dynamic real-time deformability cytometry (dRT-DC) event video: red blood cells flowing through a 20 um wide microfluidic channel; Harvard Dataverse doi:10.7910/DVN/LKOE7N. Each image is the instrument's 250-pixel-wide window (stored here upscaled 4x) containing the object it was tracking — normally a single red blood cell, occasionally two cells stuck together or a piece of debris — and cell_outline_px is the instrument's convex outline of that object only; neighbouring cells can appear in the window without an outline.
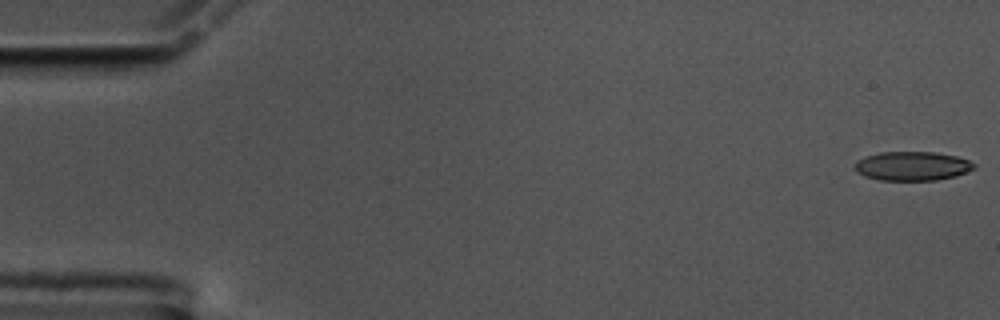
{"species": "common noctule bat (a hibernating species)", "species_latin": "Nyctalus noctula", "temperature_condition": "cold", "stored_images_in_passage": 58, "camera_frame_rate_fps": 3000, "um_per_image_px": 0.085, "animal": {"sex": "male", "body_mass_g": 17.5, "forearm_length_mm": 52.3}, "frame": {"image": 1, "passage_image": 1, "time_ms": 0.0, "image_size_px": [1000, 320], "cell_outline_px": [[976, 168], [956, 176], [936, 180], [880, 180], [864, 176], [856, 172], [852, 168], [856, 160], [864, 156], [880, 152], [936, 152], [956, 156], [968, 160], [976, 164]], "centroid_in_image_um": [77.5, 14.11], "position_along_channel_um": 7.5, "area_um2": 20.46}}
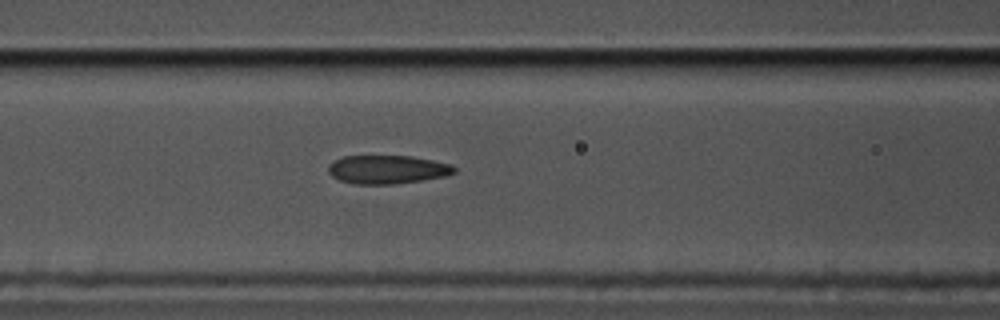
{"frame": {"image": 2, "passage_image": 24, "time_ms": 7.667, "image_size_px": [1000, 320], "cell_outline_px": [[456, 172], [444, 176], [396, 184], [352, 184], [340, 180], [332, 176], [328, 172], [328, 164], [344, 156], [412, 156], [452, 164], [456, 168]], "centroid_in_image_um": [32.92, 14.4], "position_along_channel_um": 133.7, "area_um2": 20.92}}
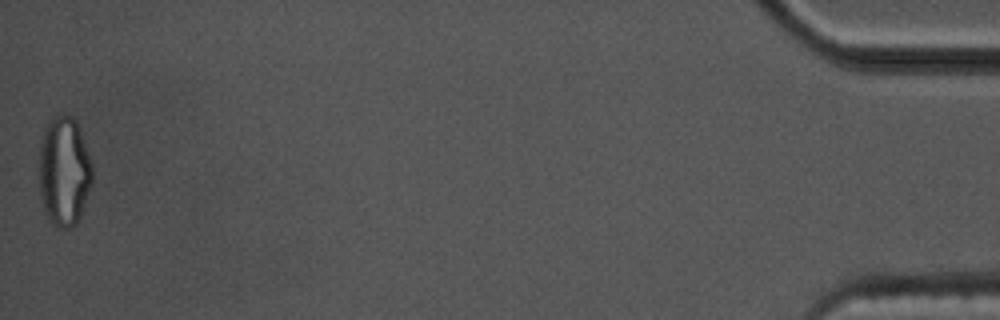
{"frame": {"image": 3, "passage_image": 58, "time_ms": 19.0, "image_size_px": [1000, 320], "cell_outline_px": [[92, 180], [80, 216], [76, 224], [72, 228], [60, 228], [48, 220], [44, 212], [40, 192], [40, 140], [44, 128], [48, 120], [56, 112], [72, 116], [76, 120], [92, 164]], "centroid_in_image_um": [5.43, 14.52], "position_along_channel_um": 429.8, "area_um2": 34.16}, "authors_computed_cell_mechanics": {"area_um2": 21.675, "velocity_mm_per_s": 3.4618, "shape_relaxation_time_tau1_ms": null, "shape_relaxation_time_tau2_ms": 2.2396, "deformation_change_tau1": null, "deformation_change_tau2": 0.0963}}